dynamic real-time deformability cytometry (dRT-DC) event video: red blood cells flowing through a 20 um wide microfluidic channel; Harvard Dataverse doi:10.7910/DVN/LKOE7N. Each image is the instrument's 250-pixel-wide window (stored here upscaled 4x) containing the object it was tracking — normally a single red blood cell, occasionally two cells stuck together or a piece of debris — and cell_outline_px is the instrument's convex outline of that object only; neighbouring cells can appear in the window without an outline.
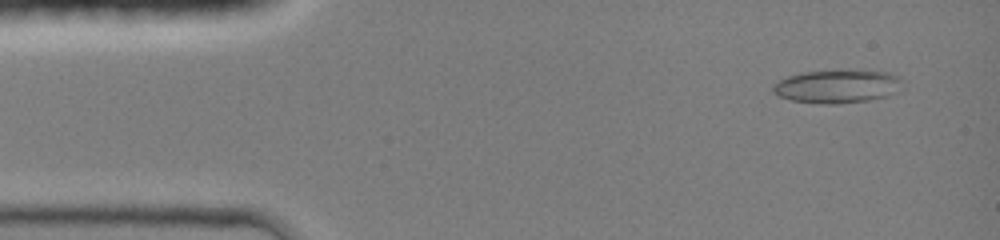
{"species": "common noctule bat (a hibernating species)", "species_latin": "Nyctalus noctula", "temperature_condition": "room temperature", "stored_images_in_passage": 56, "camera_frame_rate_fps": 3000, "um_per_image_px": 0.085, "animal": {"sex": "female", "body_mass_g": 19.0, "forearm_length_mm": 51.5}, "frame": {"image": 1, "passage_image": 3, "time_ms": 0.667, "image_size_px": [1000, 240], "cell_outline_px": [[904, 88], [900, 92], [888, 96], [868, 100], [836, 104], [824, 104], [792, 100], [780, 96], [772, 92], [772, 84], [788, 76], [804, 72], [848, 68], [856, 68], [888, 72], [900, 76]], "centroid_in_image_um": [71.26, 7.3], "position_along_channel_um": 13.7, "area_um2": 26.07}}
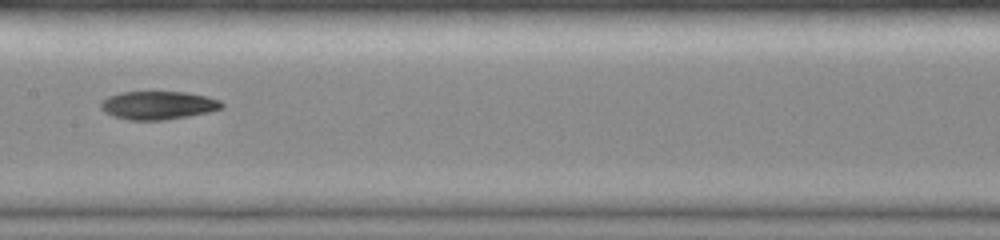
{"frame": {"image": 2, "passage_image": 22, "time_ms": 7.0, "image_size_px": [1000, 240], "cell_outline_px": [[224, 108], [208, 112], [188, 116], [164, 120], [128, 120], [112, 116], [104, 112], [100, 108], [100, 100], [108, 96], [120, 92], [184, 92], [208, 96], [220, 100], [224, 104]], "centroid_in_image_um": [13.42, 8.95], "position_along_channel_um": 194.0, "area_um2": 20.17}}
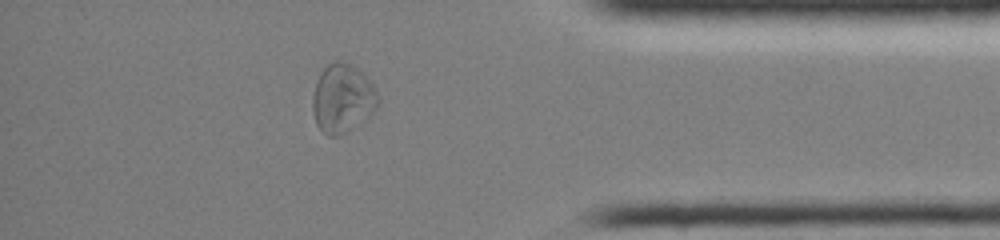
{"frame": {"image": 3, "passage_image": 47, "time_ms": 12.333, "image_size_px": [1000, 240], "cell_outline_px": [[380, 104], [368, 116], [344, 132], [336, 136], [328, 136], [320, 132], [316, 124], [312, 108], [312, 96], [320, 72], [332, 60], [344, 60], [352, 64], [376, 88], [380, 100]], "centroid_in_image_um": [29.09, 8.34], "position_along_channel_um": 406.1, "area_um2": 26.18}, "authors_computed_cell_mechanics": {"area_um2": 21.2415, "velocity_mm_per_s": 4.2571, "shape_relaxation_time_tau1_ms": 6.62, "shape_relaxation_time_tau2_ms": 9.4523, "deformation_change_tau1": 0.1987, "deformation_change_tau2": 0.1724}}